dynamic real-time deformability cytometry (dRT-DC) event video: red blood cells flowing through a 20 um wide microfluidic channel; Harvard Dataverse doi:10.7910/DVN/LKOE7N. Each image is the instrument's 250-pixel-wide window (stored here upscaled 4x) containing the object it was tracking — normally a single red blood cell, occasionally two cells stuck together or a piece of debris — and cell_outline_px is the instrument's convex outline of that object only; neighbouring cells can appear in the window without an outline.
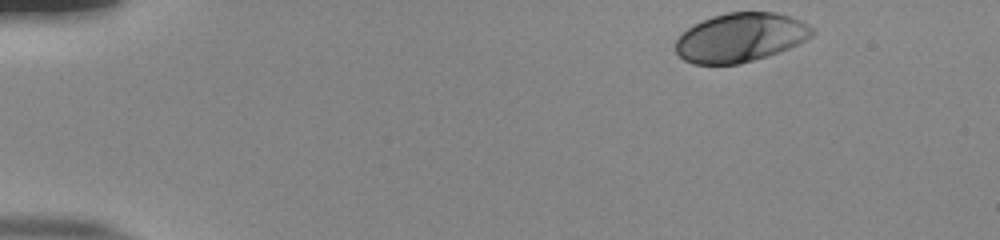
{"species": "human", "species_latin": "Homo sapiens", "temperature_condition": "room temperature", "stored_images_in_passage": 41, "camera_frame_rate_fps": 3000, "um_per_image_px": 0.085, "donor": {"sex": "male"}, "frame": {"image": 1, "passage_image": 1, "time_ms": 0.0, "image_size_px": [1000, 240], "cell_outline_px": [[816, 32], [812, 36], [788, 48], [740, 64], [692, 64], [684, 60], [676, 52], [676, 40], [688, 28], [712, 16], [728, 12], [776, 12], [792, 16], [816, 28]], "centroid_in_image_um": [62.96, 3.17], "position_along_channel_um": 22.0, "area_um2": 38.73}}
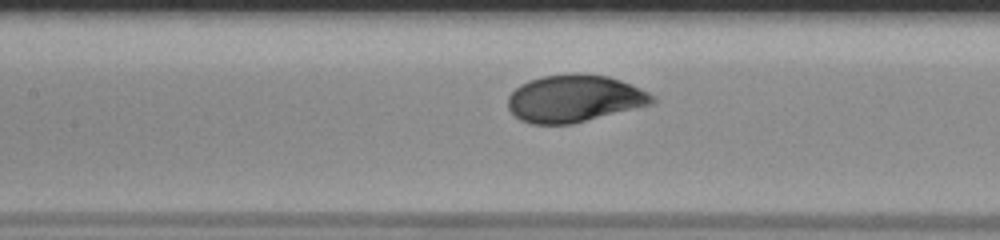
{"frame": {"image": 2, "passage_image": 20, "time_ms": 6.333, "image_size_px": [1000, 240], "cell_outline_px": [[656, 100], [652, 104], [572, 124], [532, 124], [520, 120], [508, 108], [508, 96], [520, 84], [528, 80], [544, 76], [572, 72], [608, 76], [620, 80], [640, 88], [656, 96]], "centroid_in_image_um": [48.82, 8.37], "position_along_channel_um": 158.6, "area_um2": 39.82}}
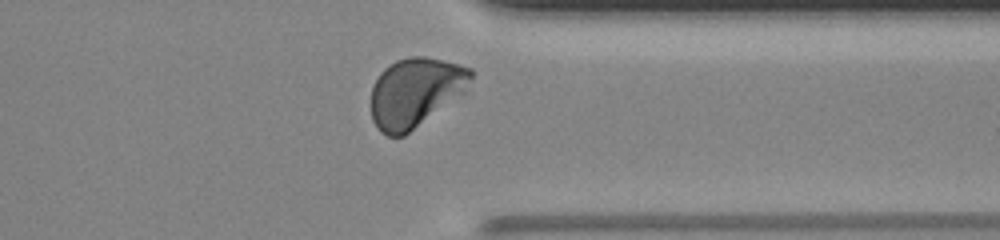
{"frame": {"image": 3, "passage_image": 37, "time_ms": 12.0, "image_size_px": [1000, 240], "cell_outline_px": [[472, 76], [464, 92], [404, 136], [388, 136], [380, 132], [376, 128], [372, 120], [372, 88], [380, 72], [384, 68], [396, 60], [408, 56], [424, 56], [472, 68]], "centroid_in_image_um": [35.27, 7.85], "position_along_channel_um": 376.1, "area_um2": 39.88}, "authors_computed_cell_mechanics": {"area_um2": 39.4196, "velocity_mm_per_s": 3.8613, "shape_relaxation_time_tau1_ms": 2.1294, "shape_relaxation_time_tau2_ms": null, "deformation_change_tau1": 0.1551, "deformation_change_tau2": null}}